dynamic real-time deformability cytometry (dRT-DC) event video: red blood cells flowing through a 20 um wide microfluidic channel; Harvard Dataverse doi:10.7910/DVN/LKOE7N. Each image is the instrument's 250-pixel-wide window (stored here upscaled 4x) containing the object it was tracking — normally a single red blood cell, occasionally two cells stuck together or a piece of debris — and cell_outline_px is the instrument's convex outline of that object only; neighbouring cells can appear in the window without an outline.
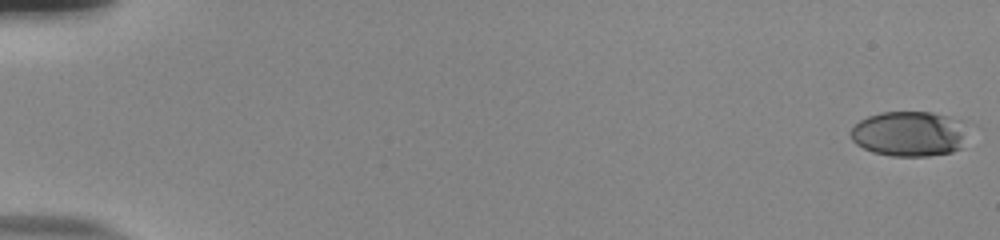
{"species": "human", "species_latin": "Homo sapiens", "temperature_condition": "room temperature", "stored_images_in_passage": 55, "camera_frame_rate_fps": 3000, "um_per_image_px": 0.085, "donor": {"sex": "male"}, "frame": {"image": 1, "passage_image": 1, "time_ms": 0.0, "image_size_px": [1000, 240], "cell_outline_px": [[980, 128], [960, 148], [952, 152], [928, 156], [892, 156], [872, 152], [856, 144], [852, 140], [848, 132], [860, 120], [868, 116], [880, 112], [932, 112], [948, 116], [976, 124]], "centroid_in_image_um": [77.5, 11.36], "position_along_channel_um": 7.5, "area_um2": 32.48}}
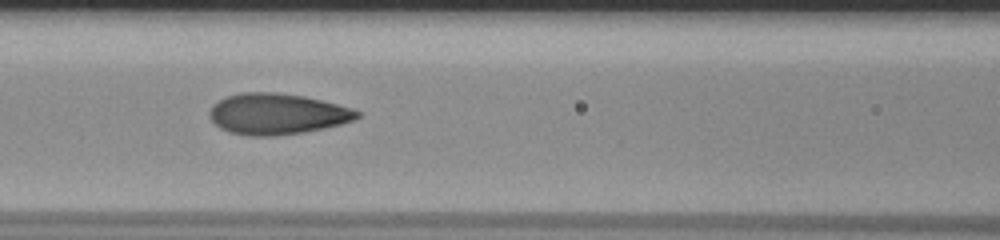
{"frame": {"image": 2, "passage_image": 26, "time_ms": 8.333, "image_size_px": [1000, 240], "cell_outline_px": [[360, 116], [352, 120], [340, 124], [324, 128], [304, 132], [272, 136], [252, 136], [228, 132], [220, 128], [208, 116], [208, 112], [212, 104], [228, 96], [240, 92], [276, 92], [304, 96], [352, 108], [360, 112]], "centroid_in_image_um": [23.51, 9.68], "position_along_channel_um": 143.1, "area_um2": 35.2}}
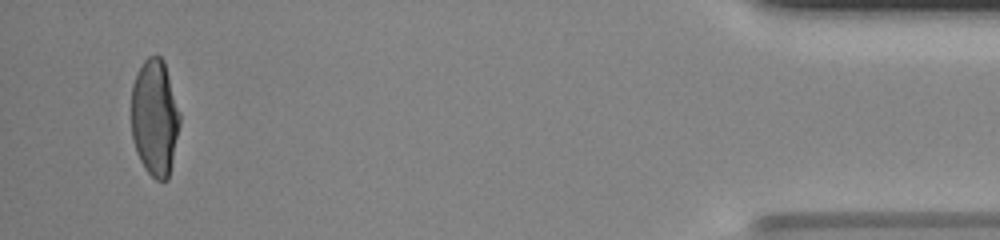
{"frame": {"image": 3, "passage_image": 53, "time_ms": 17.333, "image_size_px": [1000, 240], "cell_outline_px": [[180, 124], [168, 180], [156, 180], [144, 168], [136, 152], [132, 140], [132, 84], [144, 60], [148, 56], [156, 52], [164, 60], [180, 112]], "centroid_in_image_um": [13.16, 9.98], "position_along_channel_um": 422.0, "area_um2": 33.12}, "authors_computed_cell_mechanics": {"area_um2": 33.9864, "velocity_mm_per_s": 3.8686, "shape_relaxation_time_tau1_ms": 8.2754, "shape_relaxation_time_tau2_ms": null, "deformation_change_tau1": 0.2922, "deformation_change_tau2": null}}